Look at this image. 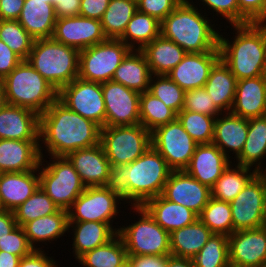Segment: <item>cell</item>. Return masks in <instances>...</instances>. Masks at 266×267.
<instances>
[{
    "label": "cell",
    "mask_w": 266,
    "mask_h": 267,
    "mask_svg": "<svg viewBox=\"0 0 266 267\" xmlns=\"http://www.w3.org/2000/svg\"><path fill=\"white\" fill-rule=\"evenodd\" d=\"M172 170L166 160L150 146L139 158L125 166H111L105 185L119 200L142 206L162 194ZM133 202V203H132Z\"/></svg>",
    "instance_id": "1"
},
{
    "label": "cell",
    "mask_w": 266,
    "mask_h": 267,
    "mask_svg": "<svg viewBox=\"0 0 266 267\" xmlns=\"http://www.w3.org/2000/svg\"><path fill=\"white\" fill-rule=\"evenodd\" d=\"M101 127L67 108L56 99L40 115L39 141L49 156H67L70 152L100 143Z\"/></svg>",
    "instance_id": "2"
},
{
    "label": "cell",
    "mask_w": 266,
    "mask_h": 267,
    "mask_svg": "<svg viewBox=\"0 0 266 267\" xmlns=\"http://www.w3.org/2000/svg\"><path fill=\"white\" fill-rule=\"evenodd\" d=\"M232 27L237 35L231 42L219 32L221 59L237 80L263 75L266 62V23Z\"/></svg>",
    "instance_id": "3"
},
{
    "label": "cell",
    "mask_w": 266,
    "mask_h": 267,
    "mask_svg": "<svg viewBox=\"0 0 266 267\" xmlns=\"http://www.w3.org/2000/svg\"><path fill=\"white\" fill-rule=\"evenodd\" d=\"M197 6L183 0L160 25V34L178 44L187 53H203L215 50L219 44V32L214 24L199 13Z\"/></svg>",
    "instance_id": "4"
},
{
    "label": "cell",
    "mask_w": 266,
    "mask_h": 267,
    "mask_svg": "<svg viewBox=\"0 0 266 267\" xmlns=\"http://www.w3.org/2000/svg\"><path fill=\"white\" fill-rule=\"evenodd\" d=\"M7 104L27 108L38 115L57 99L58 91L22 60L3 80Z\"/></svg>",
    "instance_id": "5"
},
{
    "label": "cell",
    "mask_w": 266,
    "mask_h": 267,
    "mask_svg": "<svg viewBox=\"0 0 266 267\" xmlns=\"http://www.w3.org/2000/svg\"><path fill=\"white\" fill-rule=\"evenodd\" d=\"M27 61L57 91L78 78L79 50L53 38L36 39Z\"/></svg>",
    "instance_id": "6"
},
{
    "label": "cell",
    "mask_w": 266,
    "mask_h": 267,
    "mask_svg": "<svg viewBox=\"0 0 266 267\" xmlns=\"http://www.w3.org/2000/svg\"><path fill=\"white\" fill-rule=\"evenodd\" d=\"M50 157L54 160L47 166L41 157L38 166L40 187L59 209L68 211L86 186L66 156Z\"/></svg>",
    "instance_id": "7"
},
{
    "label": "cell",
    "mask_w": 266,
    "mask_h": 267,
    "mask_svg": "<svg viewBox=\"0 0 266 267\" xmlns=\"http://www.w3.org/2000/svg\"><path fill=\"white\" fill-rule=\"evenodd\" d=\"M100 144L111 166H125L139 158L151 145V132L143 125L105 126Z\"/></svg>",
    "instance_id": "8"
},
{
    "label": "cell",
    "mask_w": 266,
    "mask_h": 267,
    "mask_svg": "<svg viewBox=\"0 0 266 267\" xmlns=\"http://www.w3.org/2000/svg\"><path fill=\"white\" fill-rule=\"evenodd\" d=\"M133 209L140 214L139 221L118 230L127 255L170 256L169 233L153 219L143 206L133 207Z\"/></svg>",
    "instance_id": "9"
},
{
    "label": "cell",
    "mask_w": 266,
    "mask_h": 267,
    "mask_svg": "<svg viewBox=\"0 0 266 267\" xmlns=\"http://www.w3.org/2000/svg\"><path fill=\"white\" fill-rule=\"evenodd\" d=\"M130 51L123 41L112 38L80 50L78 77L101 84L110 81Z\"/></svg>",
    "instance_id": "10"
},
{
    "label": "cell",
    "mask_w": 266,
    "mask_h": 267,
    "mask_svg": "<svg viewBox=\"0 0 266 267\" xmlns=\"http://www.w3.org/2000/svg\"><path fill=\"white\" fill-rule=\"evenodd\" d=\"M151 145L172 171H181L188 167L198 144L176 119L151 132Z\"/></svg>",
    "instance_id": "11"
},
{
    "label": "cell",
    "mask_w": 266,
    "mask_h": 267,
    "mask_svg": "<svg viewBox=\"0 0 266 267\" xmlns=\"http://www.w3.org/2000/svg\"><path fill=\"white\" fill-rule=\"evenodd\" d=\"M266 172L257 173L230 202L233 232L262 227Z\"/></svg>",
    "instance_id": "12"
},
{
    "label": "cell",
    "mask_w": 266,
    "mask_h": 267,
    "mask_svg": "<svg viewBox=\"0 0 266 267\" xmlns=\"http://www.w3.org/2000/svg\"><path fill=\"white\" fill-rule=\"evenodd\" d=\"M57 99L73 112L95 122L101 128L105 127V102L101 83L78 77L58 91Z\"/></svg>",
    "instance_id": "13"
},
{
    "label": "cell",
    "mask_w": 266,
    "mask_h": 267,
    "mask_svg": "<svg viewBox=\"0 0 266 267\" xmlns=\"http://www.w3.org/2000/svg\"><path fill=\"white\" fill-rule=\"evenodd\" d=\"M119 199L106 187H86L68 210L69 222L96 221L112 224Z\"/></svg>",
    "instance_id": "14"
},
{
    "label": "cell",
    "mask_w": 266,
    "mask_h": 267,
    "mask_svg": "<svg viewBox=\"0 0 266 267\" xmlns=\"http://www.w3.org/2000/svg\"><path fill=\"white\" fill-rule=\"evenodd\" d=\"M105 102V126L140 124V94L112 80L101 84Z\"/></svg>",
    "instance_id": "15"
},
{
    "label": "cell",
    "mask_w": 266,
    "mask_h": 267,
    "mask_svg": "<svg viewBox=\"0 0 266 267\" xmlns=\"http://www.w3.org/2000/svg\"><path fill=\"white\" fill-rule=\"evenodd\" d=\"M231 267H266V228L234 231L228 236Z\"/></svg>",
    "instance_id": "16"
},
{
    "label": "cell",
    "mask_w": 266,
    "mask_h": 267,
    "mask_svg": "<svg viewBox=\"0 0 266 267\" xmlns=\"http://www.w3.org/2000/svg\"><path fill=\"white\" fill-rule=\"evenodd\" d=\"M52 38L79 51L107 39L101 20L82 16L57 18Z\"/></svg>",
    "instance_id": "17"
},
{
    "label": "cell",
    "mask_w": 266,
    "mask_h": 267,
    "mask_svg": "<svg viewBox=\"0 0 266 267\" xmlns=\"http://www.w3.org/2000/svg\"><path fill=\"white\" fill-rule=\"evenodd\" d=\"M161 195L199 215L211 198V189L201 184L185 170L172 171Z\"/></svg>",
    "instance_id": "18"
},
{
    "label": "cell",
    "mask_w": 266,
    "mask_h": 267,
    "mask_svg": "<svg viewBox=\"0 0 266 267\" xmlns=\"http://www.w3.org/2000/svg\"><path fill=\"white\" fill-rule=\"evenodd\" d=\"M221 59L219 46L210 52L186 53L183 60L167 76L184 91L203 88L211 69Z\"/></svg>",
    "instance_id": "19"
},
{
    "label": "cell",
    "mask_w": 266,
    "mask_h": 267,
    "mask_svg": "<svg viewBox=\"0 0 266 267\" xmlns=\"http://www.w3.org/2000/svg\"><path fill=\"white\" fill-rule=\"evenodd\" d=\"M39 140L0 139V173L38 168L43 156Z\"/></svg>",
    "instance_id": "20"
},
{
    "label": "cell",
    "mask_w": 266,
    "mask_h": 267,
    "mask_svg": "<svg viewBox=\"0 0 266 267\" xmlns=\"http://www.w3.org/2000/svg\"><path fill=\"white\" fill-rule=\"evenodd\" d=\"M86 187L105 186L111 165L102 145L70 152L66 156Z\"/></svg>",
    "instance_id": "21"
},
{
    "label": "cell",
    "mask_w": 266,
    "mask_h": 267,
    "mask_svg": "<svg viewBox=\"0 0 266 267\" xmlns=\"http://www.w3.org/2000/svg\"><path fill=\"white\" fill-rule=\"evenodd\" d=\"M230 163L215 144H198L185 171L211 189Z\"/></svg>",
    "instance_id": "22"
},
{
    "label": "cell",
    "mask_w": 266,
    "mask_h": 267,
    "mask_svg": "<svg viewBox=\"0 0 266 267\" xmlns=\"http://www.w3.org/2000/svg\"><path fill=\"white\" fill-rule=\"evenodd\" d=\"M40 115L6 104L0 110V139L39 140Z\"/></svg>",
    "instance_id": "23"
},
{
    "label": "cell",
    "mask_w": 266,
    "mask_h": 267,
    "mask_svg": "<svg viewBox=\"0 0 266 267\" xmlns=\"http://www.w3.org/2000/svg\"><path fill=\"white\" fill-rule=\"evenodd\" d=\"M39 186L40 176L38 168L26 172L0 173V209L14 211Z\"/></svg>",
    "instance_id": "24"
},
{
    "label": "cell",
    "mask_w": 266,
    "mask_h": 267,
    "mask_svg": "<svg viewBox=\"0 0 266 267\" xmlns=\"http://www.w3.org/2000/svg\"><path fill=\"white\" fill-rule=\"evenodd\" d=\"M230 112L246 119L266 115V80L263 75L237 80Z\"/></svg>",
    "instance_id": "25"
},
{
    "label": "cell",
    "mask_w": 266,
    "mask_h": 267,
    "mask_svg": "<svg viewBox=\"0 0 266 267\" xmlns=\"http://www.w3.org/2000/svg\"><path fill=\"white\" fill-rule=\"evenodd\" d=\"M215 118L214 138L215 144L228 158L230 151L237 158L244 147L248 134V119L239 117L231 112H226ZM229 148V149H228ZM229 150V151H228Z\"/></svg>",
    "instance_id": "26"
},
{
    "label": "cell",
    "mask_w": 266,
    "mask_h": 267,
    "mask_svg": "<svg viewBox=\"0 0 266 267\" xmlns=\"http://www.w3.org/2000/svg\"><path fill=\"white\" fill-rule=\"evenodd\" d=\"M142 206L169 234L193 224L198 219V215L191 209L171 202L162 195L148 199Z\"/></svg>",
    "instance_id": "27"
},
{
    "label": "cell",
    "mask_w": 266,
    "mask_h": 267,
    "mask_svg": "<svg viewBox=\"0 0 266 267\" xmlns=\"http://www.w3.org/2000/svg\"><path fill=\"white\" fill-rule=\"evenodd\" d=\"M57 17L44 0H25L18 22L36 40L52 38Z\"/></svg>",
    "instance_id": "28"
},
{
    "label": "cell",
    "mask_w": 266,
    "mask_h": 267,
    "mask_svg": "<svg viewBox=\"0 0 266 267\" xmlns=\"http://www.w3.org/2000/svg\"><path fill=\"white\" fill-rule=\"evenodd\" d=\"M73 228L74 233L73 252L78 260L86 252H89L110 241L119 228L112 227V224L96 221L68 222V230Z\"/></svg>",
    "instance_id": "29"
},
{
    "label": "cell",
    "mask_w": 266,
    "mask_h": 267,
    "mask_svg": "<svg viewBox=\"0 0 266 267\" xmlns=\"http://www.w3.org/2000/svg\"><path fill=\"white\" fill-rule=\"evenodd\" d=\"M152 75H167L185 57L186 51L161 34L141 50Z\"/></svg>",
    "instance_id": "30"
},
{
    "label": "cell",
    "mask_w": 266,
    "mask_h": 267,
    "mask_svg": "<svg viewBox=\"0 0 266 267\" xmlns=\"http://www.w3.org/2000/svg\"><path fill=\"white\" fill-rule=\"evenodd\" d=\"M152 76L144 53L131 50L116 69L112 81L143 93L148 91Z\"/></svg>",
    "instance_id": "31"
},
{
    "label": "cell",
    "mask_w": 266,
    "mask_h": 267,
    "mask_svg": "<svg viewBox=\"0 0 266 267\" xmlns=\"http://www.w3.org/2000/svg\"><path fill=\"white\" fill-rule=\"evenodd\" d=\"M237 79L220 59L211 69L204 89L221 112H230L235 99Z\"/></svg>",
    "instance_id": "32"
},
{
    "label": "cell",
    "mask_w": 266,
    "mask_h": 267,
    "mask_svg": "<svg viewBox=\"0 0 266 267\" xmlns=\"http://www.w3.org/2000/svg\"><path fill=\"white\" fill-rule=\"evenodd\" d=\"M213 232L199 219L169 234L171 256L192 259L208 242Z\"/></svg>",
    "instance_id": "33"
},
{
    "label": "cell",
    "mask_w": 266,
    "mask_h": 267,
    "mask_svg": "<svg viewBox=\"0 0 266 267\" xmlns=\"http://www.w3.org/2000/svg\"><path fill=\"white\" fill-rule=\"evenodd\" d=\"M266 154V115L248 119V134L241 154L236 158L237 165L252 167L257 172H266L261 165ZM259 161V162H258ZM258 164V165H257ZM263 167V168H261ZM264 170V171H263Z\"/></svg>",
    "instance_id": "34"
},
{
    "label": "cell",
    "mask_w": 266,
    "mask_h": 267,
    "mask_svg": "<svg viewBox=\"0 0 266 267\" xmlns=\"http://www.w3.org/2000/svg\"><path fill=\"white\" fill-rule=\"evenodd\" d=\"M68 211L60 209L58 212L51 215L36 218L28 223H25L22 228L27 236L28 242L34 249L36 248L34 243L37 242H49L50 240H56L65 234L70 232L68 230Z\"/></svg>",
    "instance_id": "35"
},
{
    "label": "cell",
    "mask_w": 266,
    "mask_h": 267,
    "mask_svg": "<svg viewBox=\"0 0 266 267\" xmlns=\"http://www.w3.org/2000/svg\"><path fill=\"white\" fill-rule=\"evenodd\" d=\"M232 166L230 163L211 188L212 198L231 202L258 173L256 170L252 171L250 167L234 165L236 167L232 168Z\"/></svg>",
    "instance_id": "36"
},
{
    "label": "cell",
    "mask_w": 266,
    "mask_h": 267,
    "mask_svg": "<svg viewBox=\"0 0 266 267\" xmlns=\"http://www.w3.org/2000/svg\"><path fill=\"white\" fill-rule=\"evenodd\" d=\"M127 260L124 242L117 233L110 241L86 252L77 261L83 267H122Z\"/></svg>",
    "instance_id": "37"
},
{
    "label": "cell",
    "mask_w": 266,
    "mask_h": 267,
    "mask_svg": "<svg viewBox=\"0 0 266 267\" xmlns=\"http://www.w3.org/2000/svg\"><path fill=\"white\" fill-rule=\"evenodd\" d=\"M160 25L161 22L156 18L137 11L127 24L125 32L119 39L130 47L131 50H142L147 44L160 35Z\"/></svg>",
    "instance_id": "38"
},
{
    "label": "cell",
    "mask_w": 266,
    "mask_h": 267,
    "mask_svg": "<svg viewBox=\"0 0 266 267\" xmlns=\"http://www.w3.org/2000/svg\"><path fill=\"white\" fill-rule=\"evenodd\" d=\"M137 11L136 0H110L101 19L105 36L107 38L119 39Z\"/></svg>",
    "instance_id": "39"
},
{
    "label": "cell",
    "mask_w": 266,
    "mask_h": 267,
    "mask_svg": "<svg viewBox=\"0 0 266 267\" xmlns=\"http://www.w3.org/2000/svg\"><path fill=\"white\" fill-rule=\"evenodd\" d=\"M140 124L152 132L177 119V113L148 91L140 94Z\"/></svg>",
    "instance_id": "40"
},
{
    "label": "cell",
    "mask_w": 266,
    "mask_h": 267,
    "mask_svg": "<svg viewBox=\"0 0 266 267\" xmlns=\"http://www.w3.org/2000/svg\"><path fill=\"white\" fill-rule=\"evenodd\" d=\"M198 219L214 234L229 236L233 233L230 202L216 200L211 197L198 215Z\"/></svg>",
    "instance_id": "41"
},
{
    "label": "cell",
    "mask_w": 266,
    "mask_h": 267,
    "mask_svg": "<svg viewBox=\"0 0 266 267\" xmlns=\"http://www.w3.org/2000/svg\"><path fill=\"white\" fill-rule=\"evenodd\" d=\"M192 260L194 267H231L228 236L213 233Z\"/></svg>",
    "instance_id": "42"
},
{
    "label": "cell",
    "mask_w": 266,
    "mask_h": 267,
    "mask_svg": "<svg viewBox=\"0 0 266 267\" xmlns=\"http://www.w3.org/2000/svg\"><path fill=\"white\" fill-rule=\"evenodd\" d=\"M59 207L51 198L39 188L13 212L17 225L23 226L36 218L51 215L58 212Z\"/></svg>",
    "instance_id": "43"
},
{
    "label": "cell",
    "mask_w": 266,
    "mask_h": 267,
    "mask_svg": "<svg viewBox=\"0 0 266 267\" xmlns=\"http://www.w3.org/2000/svg\"><path fill=\"white\" fill-rule=\"evenodd\" d=\"M177 119L197 144H210L214 138L215 117L181 110Z\"/></svg>",
    "instance_id": "44"
},
{
    "label": "cell",
    "mask_w": 266,
    "mask_h": 267,
    "mask_svg": "<svg viewBox=\"0 0 266 267\" xmlns=\"http://www.w3.org/2000/svg\"><path fill=\"white\" fill-rule=\"evenodd\" d=\"M0 39L22 60L28 59L35 41L17 20L1 21Z\"/></svg>",
    "instance_id": "45"
},
{
    "label": "cell",
    "mask_w": 266,
    "mask_h": 267,
    "mask_svg": "<svg viewBox=\"0 0 266 267\" xmlns=\"http://www.w3.org/2000/svg\"><path fill=\"white\" fill-rule=\"evenodd\" d=\"M148 92L159 98L177 114L183 109L185 91L167 75H154L151 77Z\"/></svg>",
    "instance_id": "46"
},
{
    "label": "cell",
    "mask_w": 266,
    "mask_h": 267,
    "mask_svg": "<svg viewBox=\"0 0 266 267\" xmlns=\"http://www.w3.org/2000/svg\"><path fill=\"white\" fill-rule=\"evenodd\" d=\"M182 110L201 113L208 116L217 117L222 112L213 103L210 95L203 88L185 91L184 106ZM220 113V114H219Z\"/></svg>",
    "instance_id": "47"
},
{
    "label": "cell",
    "mask_w": 266,
    "mask_h": 267,
    "mask_svg": "<svg viewBox=\"0 0 266 267\" xmlns=\"http://www.w3.org/2000/svg\"><path fill=\"white\" fill-rule=\"evenodd\" d=\"M34 248L28 242L22 226H17L9 234L0 239V251H5L20 258L30 254Z\"/></svg>",
    "instance_id": "48"
},
{
    "label": "cell",
    "mask_w": 266,
    "mask_h": 267,
    "mask_svg": "<svg viewBox=\"0 0 266 267\" xmlns=\"http://www.w3.org/2000/svg\"><path fill=\"white\" fill-rule=\"evenodd\" d=\"M239 25L266 23V0H238Z\"/></svg>",
    "instance_id": "49"
},
{
    "label": "cell",
    "mask_w": 266,
    "mask_h": 267,
    "mask_svg": "<svg viewBox=\"0 0 266 267\" xmlns=\"http://www.w3.org/2000/svg\"><path fill=\"white\" fill-rule=\"evenodd\" d=\"M183 0H137L138 11L162 22Z\"/></svg>",
    "instance_id": "50"
},
{
    "label": "cell",
    "mask_w": 266,
    "mask_h": 267,
    "mask_svg": "<svg viewBox=\"0 0 266 267\" xmlns=\"http://www.w3.org/2000/svg\"><path fill=\"white\" fill-rule=\"evenodd\" d=\"M201 1V0H200ZM204 6L226 18L231 25H239L238 0H202Z\"/></svg>",
    "instance_id": "51"
},
{
    "label": "cell",
    "mask_w": 266,
    "mask_h": 267,
    "mask_svg": "<svg viewBox=\"0 0 266 267\" xmlns=\"http://www.w3.org/2000/svg\"><path fill=\"white\" fill-rule=\"evenodd\" d=\"M21 61L22 59L0 39V81Z\"/></svg>",
    "instance_id": "52"
},
{
    "label": "cell",
    "mask_w": 266,
    "mask_h": 267,
    "mask_svg": "<svg viewBox=\"0 0 266 267\" xmlns=\"http://www.w3.org/2000/svg\"><path fill=\"white\" fill-rule=\"evenodd\" d=\"M110 0H81L79 16L101 20Z\"/></svg>",
    "instance_id": "53"
},
{
    "label": "cell",
    "mask_w": 266,
    "mask_h": 267,
    "mask_svg": "<svg viewBox=\"0 0 266 267\" xmlns=\"http://www.w3.org/2000/svg\"><path fill=\"white\" fill-rule=\"evenodd\" d=\"M18 267H58V265L56 261L46 256L42 249H34L20 259Z\"/></svg>",
    "instance_id": "54"
},
{
    "label": "cell",
    "mask_w": 266,
    "mask_h": 267,
    "mask_svg": "<svg viewBox=\"0 0 266 267\" xmlns=\"http://www.w3.org/2000/svg\"><path fill=\"white\" fill-rule=\"evenodd\" d=\"M168 256L141 255L128 256L131 267H165Z\"/></svg>",
    "instance_id": "55"
},
{
    "label": "cell",
    "mask_w": 266,
    "mask_h": 267,
    "mask_svg": "<svg viewBox=\"0 0 266 267\" xmlns=\"http://www.w3.org/2000/svg\"><path fill=\"white\" fill-rule=\"evenodd\" d=\"M25 0H0V12L3 20H18Z\"/></svg>",
    "instance_id": "56"
},
{
    "label": "cell",
    "mask_w": 266,
    "mask_h": 267,
    "mask_svg": "<svg viewBox=\"0 0 266 267\" xmlns=\"http://www.w3.org/2000/svg\"><path fill=\"white\" fill-rule=\"evenodd\" d=\"M81 0H61L54 6L57 18L79 16Z\"/></svg>",
    "instance_id": "57"
},
{
    "label": "cell",
    "mask_w": 266,
    "mask_h": 267,
    "mask_svg": "<svg viewBox=\"0 0 266 267\" xmlns=\"http://www.w3.org/2000/svg\"><path fill=\"white\" fill-rule=\"evenodd\" d=\"M13 211L0 209V239L17 227Z\"/></svg>",
    "instance_id": "58"
},
{
    "label": "cell",
    "mask_w": 266,
    "mask_h": 267,
    "mask_svg": "<svg viewBox=\"0 0 266 267\" xmlns=\"http://www.w3.org/2000/svg\"><path fill=\"white\" fill-rule=\"evenodd\" d=\"M20 259L19 256L0 251V267H18Z\"/></svg>",
    "instance_id": "59"
},
{
    "label": "cell",
    "mask_w": 266,
    "mask_h": 267,
    "mask_svg": "<svg viewBox=\"0 0 266 267\" xmlns=\"http://www.w3.org/2000/svg\"><path fill=\"white\" fill-rule=\"evenodd\" d=\"M165 267H194L193 260L190 258H179L168 256Z\"/></svg>",
    "instance_id": "60"
},
{
    "label": "cell",
    "mask_w": 266,
    "mask_h": 267,
    "mask_svg": "<svg viewBox=\"0 0 266 267\" xmlns=\"http://www.w3.org/2000/svg\"><path fill=\"white\" fill-rule=\"evenodd\" d=\"M7 104L5 89L2 81H0V110Z\"/></svg>",
    "instance_id": "61"
},
{
    "label": "cell",
    "mask_w": 266,
    "mask_h": 267,
    "mask_svg": "<svg viewBox=\"0 0 266 267\" xmlns=\"http://www.w3.org/2000/svg\"><path fill=\"white\" fill-rule=\"evenodd\" d=\"M262 226L264 228H266V200H265V206H264V214H263Z\"/></svg>",
    "instance_id": "62"
},
{
    "label": "cell",
    "mask_w": 266,
    "mask_h": 267,
    "mask_svg": "<svg viewBox=\"0 0 266 267\" xmlns=\"http://www.w3.org/2000/svg\"><path fill=\"white\" fill-rule=\"evenodd\" d=\"M46 3H51L53 6H55L57 4L58 1L61 0H44Z\"/></svg>",
    "instance_id": "63"
},
{
    "label": "cell",
    "mask_w": 266,
    "mask_h": 267,
    "mask_svg": "<svg viewBox=\"0 0 266 267\" xmlns=\"http://www.w3.org/2000/svg\"><path fill=\"white\" fill-rule=\"evenodd\" d=\"M263 76H264V78L266 80V62H265V68H264Z\"/></svg>",
    "instance_id": "64"
},
{
    "label": "cell",
    "mask_w": 266,
    "mask_h": 267,
    "mask_svg": "<svg viewBox=\"0 0 266 267\" xmlns=\"http://www.w3.org/2000/svg\"><path fill=\"white\" fill-rule=\"evenodd\" d=\"M122 267H131V265L128 262H126Z\"/></svg>",
    "instance_id": "65"
},
{
    "label": "cell",
    "mask_w": 266,
    "mask_h": 267,
    "mask_svg": "<svg viewBox=\"0 0 266 267\" xmlns=\"http://www.w3.org/2000/svg\"><path fill=\"white\" fill-rule=\"evenodd\" d=\"M3 19H2V15H1V12H0V23H1V21H2Z\"/></svg>",
    "instance_id": "66"
}]
</instances>
